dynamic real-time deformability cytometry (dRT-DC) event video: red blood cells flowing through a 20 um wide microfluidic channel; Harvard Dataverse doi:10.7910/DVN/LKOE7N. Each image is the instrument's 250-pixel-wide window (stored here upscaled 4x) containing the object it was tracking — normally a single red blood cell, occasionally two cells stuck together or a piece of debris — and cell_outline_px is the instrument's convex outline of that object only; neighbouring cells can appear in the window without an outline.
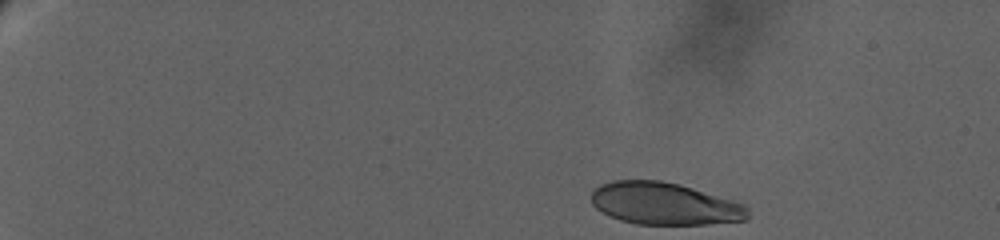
{"species": "human", "species_latin": "Homo sapiens", "temperature_condition": "warm", "stored_images_in_passage": 67, "camera_frame_rate_fps": 3000, "um_per_image_px": 0.085, "donor": {"sex": "female"}, "frame": {"image": 1, "passage_image": 1, "time_ms": 0.0, "image_size_px": [1000, 240], "cell_outline_px": [[748, 220], [708, 224], [636, 224], [620, 220], [600, 212], [592, 204], [592, 192], [600, 184], [612, 180], [660, 180], [680, 184], [732, 200], [744, 204], [748, 208]], "centroid_in_image_um": [56.47, 17.31], "position_along_channel_um": 28.5, "area_um2": 38.61}}
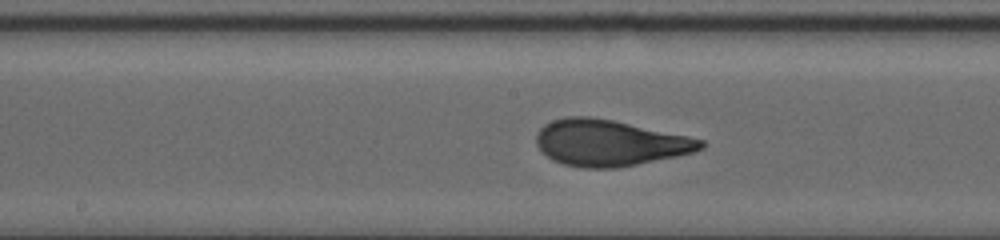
{"frame": {"image": 2, "passage_image": 38, "time_ms": 11.0, "image_size_px": [1000, 240], "cell_outline_px": [[704, 148], [692, 152], [676, 156], [616, 168], [584, 168], [564, 164], [552, 160], [536, 144], [536, 132], [544, 124], [552, 120], [568, 116], [588, 116], [612, 120], [688, 136], [704, 140]], "centroid_in_image_um": [51.78, 12.14], "position_along_channel_um": 196.4, "area_um2": 43.93}}
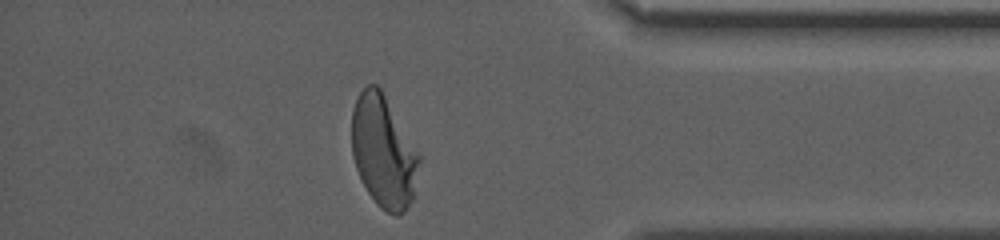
{"frame": {"image": 3, "passage_image": 65, "time_ms": 19.0, "image_size_px": [1000, 240], "cell_outline_px": [[420, 160], [412, 200], [404, 212], [396, 216], [380, 208], [376, 204], [368, 192], [356, 168], [352, 156], [352, 108], [360, 92], [368, 84], [376, 84], [380, 88], [420, 156]], "centroid_in_image_um": [32.58, 12.91], "position_along_channel_um": 402.6, "area_um2": 43.41}, "authors_computed_cell_mechanics": {"area_um2": 43.061, "velocity_mm_per_s": 2.7721, "shape_relaxation_time_tau1_ms": 7.1416, "shape_relaxation_time_tau2_ms": null, "deformation_change_tau1": 0.2677, "deformation_change_tau2": null}}